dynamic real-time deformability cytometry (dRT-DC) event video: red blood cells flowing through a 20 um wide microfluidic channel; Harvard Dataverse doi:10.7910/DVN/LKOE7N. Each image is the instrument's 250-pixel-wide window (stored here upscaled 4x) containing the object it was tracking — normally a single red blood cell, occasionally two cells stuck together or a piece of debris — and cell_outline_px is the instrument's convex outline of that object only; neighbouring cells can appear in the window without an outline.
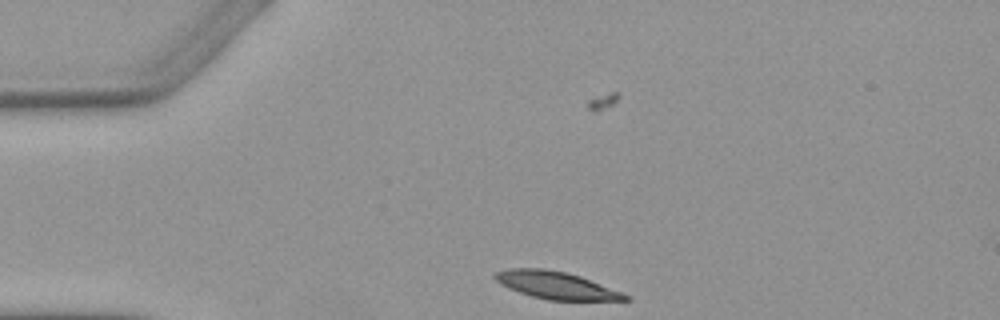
{"species": "Egyptian fruit bat (a non-hibernating species)", "species_latin": "Rousettus aegyptiacus", "temperature_condition": "warm", "stored_images_in_passage": 2, "camera_frame_rate_fps": 3000, "um_per_image_px": 0.085, "animal": {"sex": "female"}, "frame": {"image": 1, "passage_image": 1, "time_ms": 0.0, "image_size_px": [1000, 320], "cell_outline_px": [[632, 300], [548, 300], [532, 296], [508, 288], [500, 284], [492, 276], [496, 272], [508, 268], [544, 268], [564, 272], [580, 276], [632, 296]], "centroid_in_image_um": [47.26, 24.24], "position_along_channel_um": 37.7, "area_um2": 20.69}}